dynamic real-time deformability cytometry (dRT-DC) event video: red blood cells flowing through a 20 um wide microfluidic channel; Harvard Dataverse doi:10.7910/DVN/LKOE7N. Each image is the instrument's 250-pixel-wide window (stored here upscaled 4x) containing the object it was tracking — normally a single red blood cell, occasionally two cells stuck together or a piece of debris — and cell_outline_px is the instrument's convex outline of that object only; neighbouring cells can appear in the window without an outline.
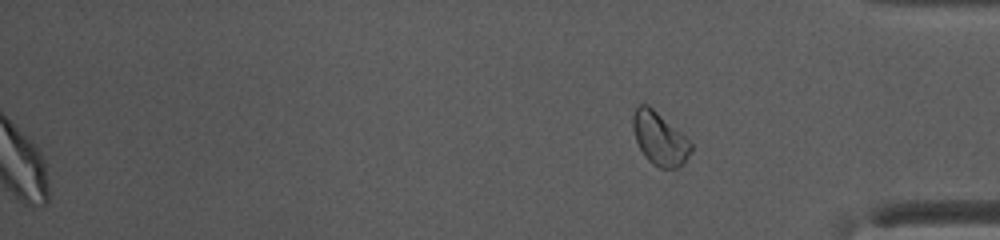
{"species": "common noctule bat (a hibernating species)", "species_latin": "Nyctalus noctula", "temperature_condition": "warm", "stored_images_in_passage": 39, "segment_of_instrument_passage": [2, 2], "camera_frame_rate_fps": 3000, "um_per_image_px": 0.085, "animal": {"sex": "female", "body_mass_g": 10.0, "forearm_length_mm": 53.1}, "frame": {"image": 1, "passage_image": 39, "time_ms": 12.667, "image_size_px": [1000, 240], "cell_outline_px": [[692, 148], [684, 164], [676, 168], [660, 168], [652, 164], [648, 160], [640, 148], [636, 140], [632, 128], [632, 116], [636, 108], [640, 104], [648, 104], [680, 132], [692, 144]], "centroid_in_image_um": [56.05, 11.79], "position_along_channel_um": 379.2, "area_um2": 17.69}}